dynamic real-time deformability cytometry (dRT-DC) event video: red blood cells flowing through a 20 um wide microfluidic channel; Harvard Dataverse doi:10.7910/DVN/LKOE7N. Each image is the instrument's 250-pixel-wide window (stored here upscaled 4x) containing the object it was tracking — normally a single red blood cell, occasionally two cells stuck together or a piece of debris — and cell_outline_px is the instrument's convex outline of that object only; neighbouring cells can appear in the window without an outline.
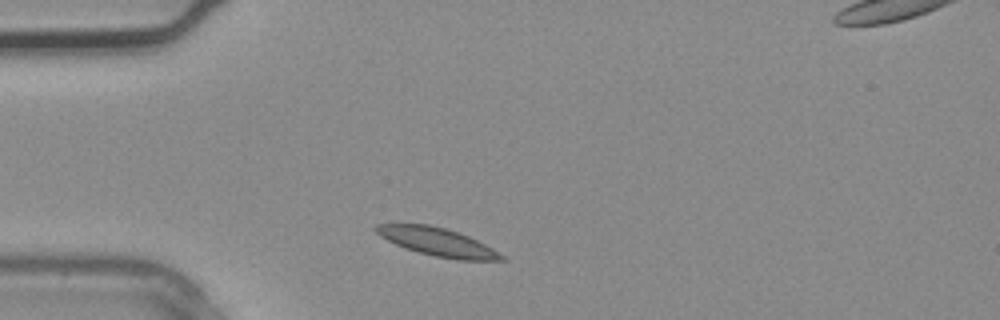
{"species": "common noctule bat (a hibernating species)", "species_latin": "Nyctalus noctula", "temperature_condition": "warm", "stored_images_in_passage": 3, "camera_frame_rate_fps": 3000, "um_per_image_px": 0.085, "animal": {"sex": "male", "body_mass_g": 20.4}, "frame": {"image": 1, "passage_image": 2, "time_ms": 0.333, "image_size_px": [1000, 320], "cell_outline_px": [[508, 260], [456, 260], [436, 256], [404, 248], [380, 236], [372, 228], [376, 224], [428, 224], [444, 228], [468, 236], [492, 248], [504, 256]], "centroid_in_image_um": [37.16, 20.56], "position_along_channel_um": 47.8, "area_um2": 20.29}}